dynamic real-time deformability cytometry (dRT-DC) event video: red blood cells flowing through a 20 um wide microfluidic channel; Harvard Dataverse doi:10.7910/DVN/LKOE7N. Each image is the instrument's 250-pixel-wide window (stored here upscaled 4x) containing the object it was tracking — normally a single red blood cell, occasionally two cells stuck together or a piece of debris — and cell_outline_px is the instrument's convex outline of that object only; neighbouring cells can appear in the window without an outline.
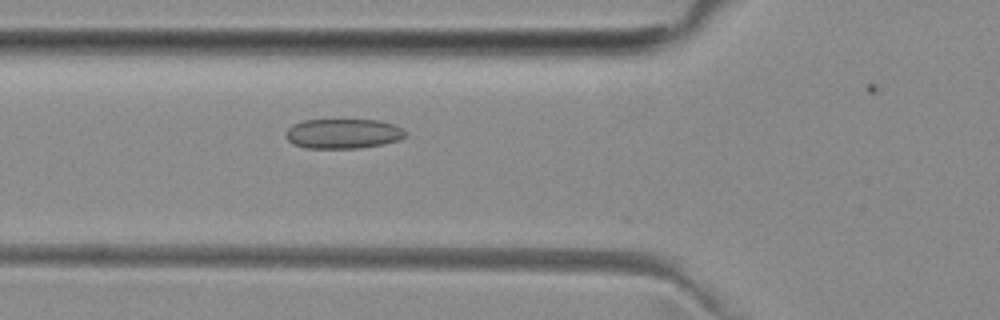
{"species": "common noctule bat (a hibernating species)", "species_latin": "Nyctalus noctula", "temperature_condition": "room temperature", "stored_images_in_passage": 8, "camera_frame_rate_fps": 3000, "um_per_image_px": 0.085, "animal": {"sex": "female", "body_mass_g": 29.2, "forearm_length_mm": 56.3}, "frame": {"image": 1, "passage_image": 4, "time_ms": 1.0, "image_size_px": [1000, 320], "cell_outline_px": [[408, 132], [400, 140], [360, 148], [308, 148], [292, 144], [288, 140], [284, 132], [292, 124], [304, 120], [376, 120], [392, 124]], "centroid_in_image_um": [29.12, 11.36], "position_along_channel_um": 96.7, "area_um2": 20.69}}
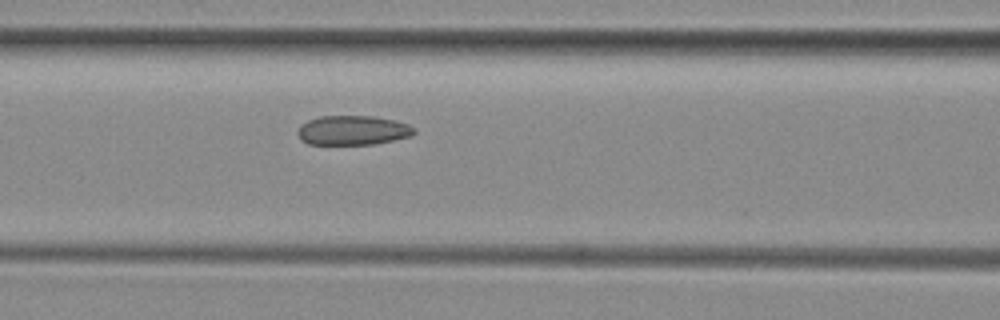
{"frame": {"image": 2, "passage_image": 7, "time_ms": 2.0, "image_size_px": [1000, 320], "cell_outline_px": [[416, 132], [408, 136], [376, 144], [308, 144], [300, 140], [296, 132], [300, 124], [308, 120], [320, 116], [372, 116], [396, 120], [408, 124], [416, 128]], "centroid_in_image_um": [29.95, 11.07], "position_along_channel_um": 136.6, "area_um2": 20.11}}